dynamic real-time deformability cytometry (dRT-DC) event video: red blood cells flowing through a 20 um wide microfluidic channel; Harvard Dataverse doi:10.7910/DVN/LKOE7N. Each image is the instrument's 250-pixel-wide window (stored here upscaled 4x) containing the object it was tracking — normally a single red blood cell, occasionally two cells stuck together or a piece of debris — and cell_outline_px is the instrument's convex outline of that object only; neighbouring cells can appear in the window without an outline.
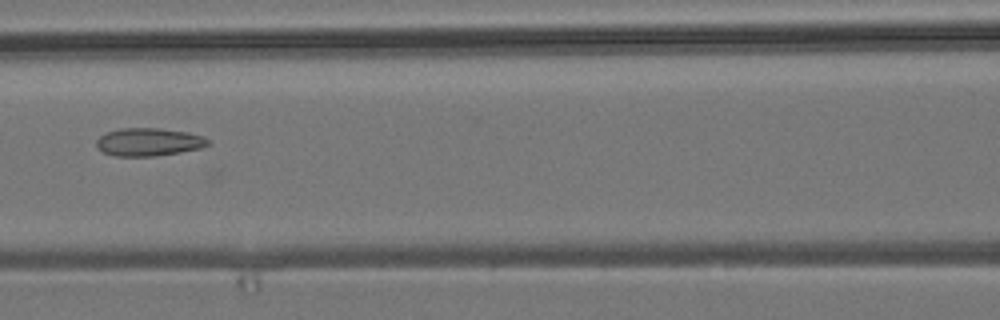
{"species": "common noctule bat (a hibernating species)", "species_latin": "Nyctalus noctula", "temperature_condition": "room temperature", "stored_images_in_passage": 9, "camera_frame_rate_fps": 3000, "um_per_image_px": 0.085, "animal": {"sex": "male", "body_mass_g": 19.2, "forearm_length_mm": 51.8}, "frame": {"image": 1, "passage_image": 8, "time_ms": 10.333, "image_size_px": [1000, 320], "cell_outline_px": [[212, 144], [200, 148], [180, 152], [156, 156], [112, 156], [104, 152], [96, 144], [96, 140], [104, 132], [120, 128], [160, 128], [188, 132], [204, 136]], "centroid_in_image_um": [12.65, 12.06], "position_along_channel_um": 154.0, "area_um2": 18.32}}
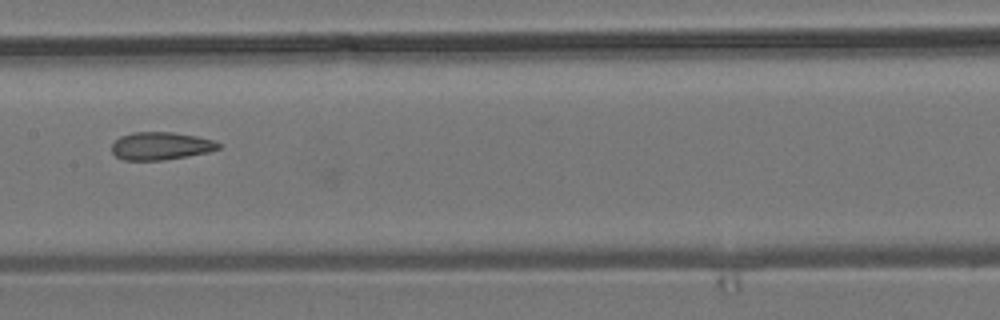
{"frame": {"image": 2, "passage_image": 9, "time_ms": 11.333, "image_size_px": [1000, 320], "cell_outline_px": [[220, 148], [208, 152], [188, 156], [164, 160], [124, 160], [116, 156], [112, 152], [112, 144], [120, 136], [132, 132], [172, 132], [196, 136], [212, 140], [220, 144]], "centroid_in_image_um": [13.65, 12.4], "position_along_channel_um": 193.8, "area_um2": 17.22}}